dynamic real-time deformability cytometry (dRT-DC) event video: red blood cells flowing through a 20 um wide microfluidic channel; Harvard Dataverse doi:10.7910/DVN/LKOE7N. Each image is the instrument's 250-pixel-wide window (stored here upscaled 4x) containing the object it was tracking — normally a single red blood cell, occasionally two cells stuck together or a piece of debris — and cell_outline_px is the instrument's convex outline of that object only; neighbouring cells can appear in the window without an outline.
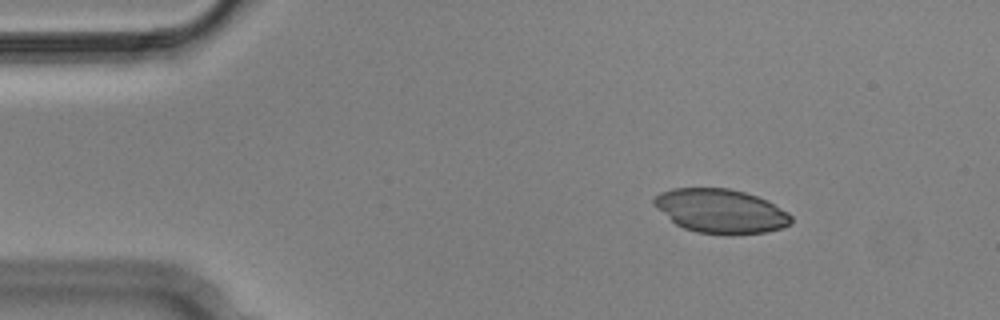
{"species": "Egyptian fruit bat (a non-hibernating species)", "species_latin": "Rousettus aegyptiacus", "temperature_condition": "cold", "stored_images_in_passage": 5, "camera_frame_rate_fps": 3000, "um_per_image_px": 0.085, "animal": {"sex": "male"}, "frame": {"image": 1, "passage_image": 2, "time_ms": 0.333, "image_size_px": [1000, 320], "cell_outline_px": [[792, 220], [788, 224], [780, 228], [768, 232], [696, 232], [684, 228], [676, 224], [652, 204], [652, 200], [660, 192], [672, 188], [728, 188], [744, 192], [768, 200], [788, 212], [792, 216]], "centroid_in_image_um": [61.23, 17.89], "position_along_channel_um": 23.8, "area_um2": 34.45}}